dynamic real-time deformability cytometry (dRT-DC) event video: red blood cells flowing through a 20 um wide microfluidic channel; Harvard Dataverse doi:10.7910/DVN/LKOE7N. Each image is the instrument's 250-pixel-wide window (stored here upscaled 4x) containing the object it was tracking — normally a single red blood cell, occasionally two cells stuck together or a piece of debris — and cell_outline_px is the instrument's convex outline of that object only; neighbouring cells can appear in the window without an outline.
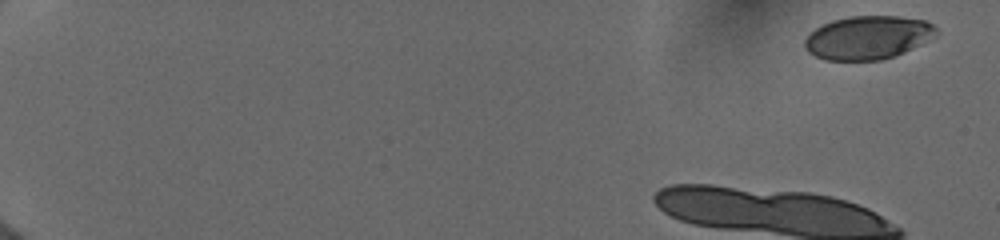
{"species": "human", "species_latin": "Homo sapiens", "temperature_condition": "cold", "stored_images_in_passage": 10, "camera_frame_rate_fps": 3000, "um_per_image_px": 0.085, "donor": {"sex": "female"}, "frame": {"image": 1, "passage_image": 1, "time_ms": 0.0, "image_size_px": [1000, 240], "cell_outline_px": [[936, 32], [904, 52], [896, 56], [880, 60], [824, 60], [808, 52], [804, 44], [804, 40], [816, 28], [832, 20], [848, 16], [896, 16], [924, 20], [932, 24], [936, 28]], "centroid_in_image_um": [73.69, 3.19], "position_along_channel_um": 11.3, "area_um2": 32.66}}